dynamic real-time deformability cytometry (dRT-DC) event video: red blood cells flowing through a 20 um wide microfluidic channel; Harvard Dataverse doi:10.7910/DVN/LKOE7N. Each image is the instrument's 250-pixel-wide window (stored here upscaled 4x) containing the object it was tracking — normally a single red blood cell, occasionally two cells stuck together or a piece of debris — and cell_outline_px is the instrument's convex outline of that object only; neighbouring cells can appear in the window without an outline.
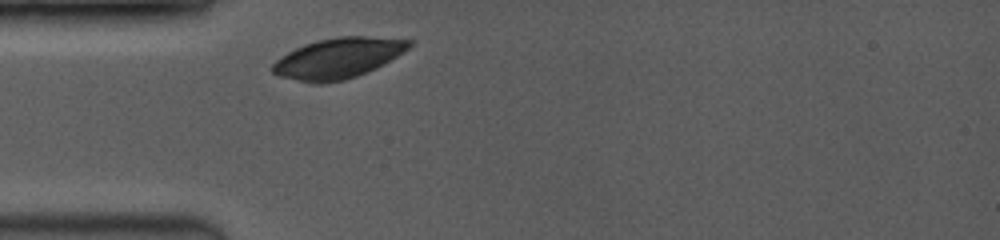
{"species": "common noctule bat (a hibernating species)", "species_latin": "Nyctalus noctula", "temperature_condition": "room temperature", "stored_images_in_passage": 14, "camera_frame_rate_fps": 3500, "um_per_image_px": 0.085, "animal": {"sex": "female", "body_mass_g": 19.0, "forearm_length_mm": 53.3}, "frame": {"image": 1, "passage_image": 1, "time_ms": 0.0, "image_size_px": [1000, 240], "cell_outline_px": [[412, 44], [408, 48], [396, 56], [376, 68], [356, 76], [344, 80], [320, 84], [280, 76], [272, 72], [272, 64], [280, 56], [304, 44], [316, 40], [340, 36], [364, 36], [412, 40]], "centroid_in_image_um": [28.71, 4.93], "position_along_channel_um": 56.3, "area_um2": 31.79}}
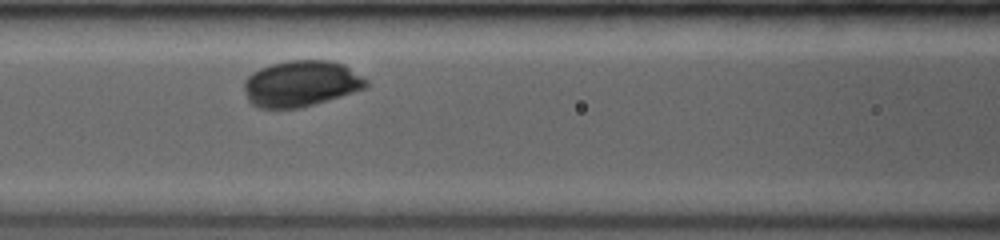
{"frame": {"image": 2, "passage_image": 8, "time_ms": 2.286, "image_size_px": [1000, 240], "cell_outline_px": [[368, 88], [328, 100], [300, 108], [260, 108], [252, 104], [248, 100], [244, 88], [244, 80], [252, 72], [260, 68], [272, 64], [288, 60], [332, 60], [344, 64], [368, 80]], "centroid_in_image_um": [25.61, 7.1], "position_along_channel_um": 141.0, "area_um2": 32.95}}
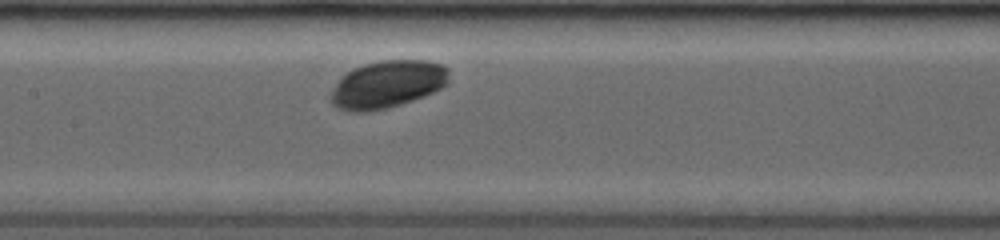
{"frame": {"image": 3, "passage_image": 12, "time_ms": 3.143, "image_size_px": [1000, 240], "cell_outline_px": [[448, 84], [424, 96], [388, 108], [368, 112], [348, 112], [336, 108], [332, 104], [328, 96], [336, 84], [352, 68], [364, 64], [380, 60], [428, 60], [444, 64], [448, 68]], "centroid_in_image_um": [32.92, 7.17], "position_along_channel_um": 174.5, "area_um2": 32.95}}